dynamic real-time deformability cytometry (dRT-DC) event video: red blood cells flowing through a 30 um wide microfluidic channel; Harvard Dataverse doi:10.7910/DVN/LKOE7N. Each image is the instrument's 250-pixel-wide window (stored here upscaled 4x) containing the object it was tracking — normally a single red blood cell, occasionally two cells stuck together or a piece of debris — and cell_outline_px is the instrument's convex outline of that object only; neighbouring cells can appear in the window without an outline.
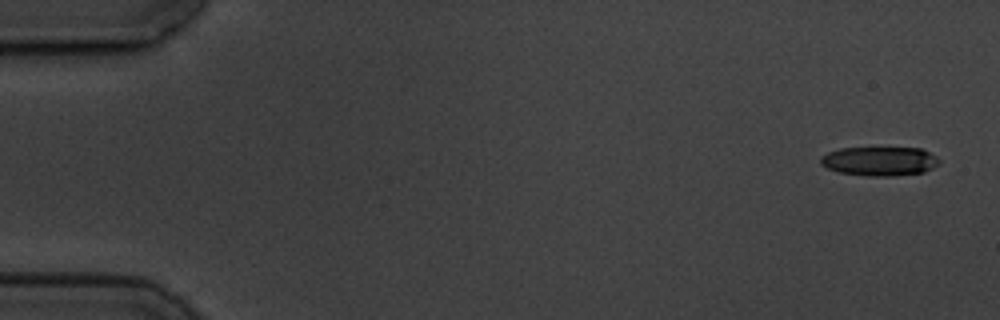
{"species": "common noctule bat (a hibernating species)", "species_latin": "Nyctalus noctula", "temperature_condition": "cold", "stored_images_in_passage": 6, "camera_frame_rate_fps": 3000, "um_per_image_px": 0.085, "animal": {"sex": "male", "body_mass_g": 19.5, "forearm_length_mm": 54.6}, "frame": {"image": 1, "passage_image": 1, "time_ms": 0.0, "image_size_px": [1000, 320], "cell_outline_px": [[940, 164], [924, 172], [892, 176], [864, 176], [840, 172], [828, 168], [820, 164], [820, 156], [828, 152], [840, 148], [920, 148], [936, 156], [940, 160]], "centroid_in_image_um": [74.76, 13.7], "position_along_channel_um": 10.2, "area_um2": 20.17}}
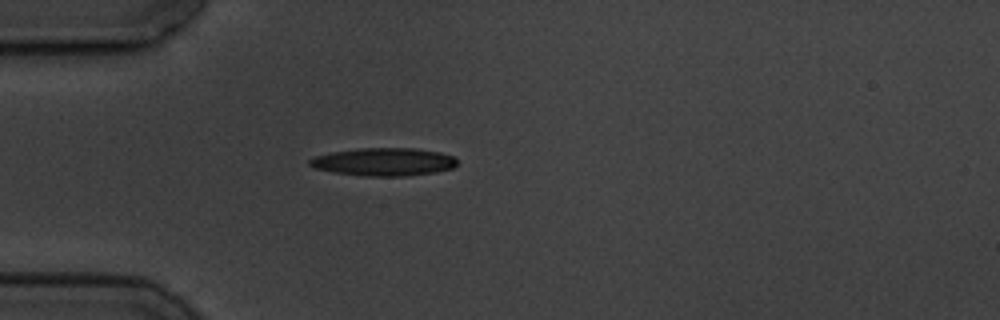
{"frame": {"image": 2, "passage_image": 5, "time_ms": 4.667, "image_size_px": [1000, 320], "cell_outline_px": [[456, 164], [452, 168], [436, 172], [404, 176], [364, 176], [332, 172], [312, 168], [308, 164], [308, 160], [312, 156], [332, 152], [360, 148], [416, 148], [440, 152], [456, 156]], "centroid_in_image_um": [32.59, 13.75], "position_along_channel_um": 52.4, "area_um2": 24.28}}